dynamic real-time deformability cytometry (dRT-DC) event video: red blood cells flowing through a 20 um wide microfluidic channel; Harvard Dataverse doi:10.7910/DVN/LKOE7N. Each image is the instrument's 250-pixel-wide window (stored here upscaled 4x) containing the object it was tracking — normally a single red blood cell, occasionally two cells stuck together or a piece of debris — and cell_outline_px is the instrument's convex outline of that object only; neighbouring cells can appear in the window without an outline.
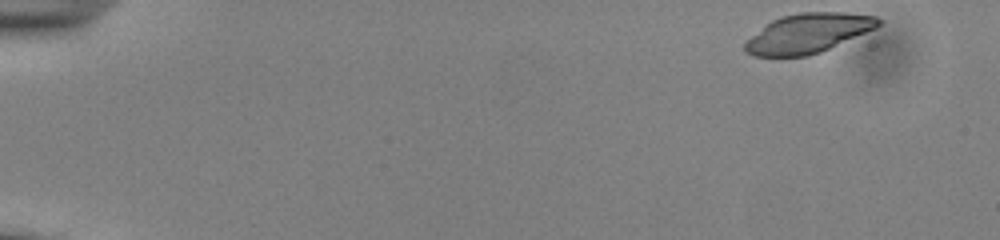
{"species": "common noctule bat (a hibernating species)", "species_latin": "Nyctalus noctula", "temperature_condition": "cold", "stored_images_in_passage": 50, "camera_frame_rate_fps": 3000, "um_per_image_px": 0.085, "animal": {"sex": "male", "body_mass_g": 13.0, "forearm_length_mm": 53.1}, "frame": {"image": 1, "passage_image": 1, "time_ms": 0.0, "image_size_px": [1000, 240], "cell_outline_px": [[880, 24], [876, 28], [820, 52], [808, 56], [756, 56], [748, 52], [744, 48], [744, 44], [752, 36], [772, 20], [780, 16], [800, 12], [844, 12], [876, 16], [880, 20]], "centroid_in_image_um": [68.71, 2.81], "position_along_channel_um": 16.3, "area_um2": 30.23}}